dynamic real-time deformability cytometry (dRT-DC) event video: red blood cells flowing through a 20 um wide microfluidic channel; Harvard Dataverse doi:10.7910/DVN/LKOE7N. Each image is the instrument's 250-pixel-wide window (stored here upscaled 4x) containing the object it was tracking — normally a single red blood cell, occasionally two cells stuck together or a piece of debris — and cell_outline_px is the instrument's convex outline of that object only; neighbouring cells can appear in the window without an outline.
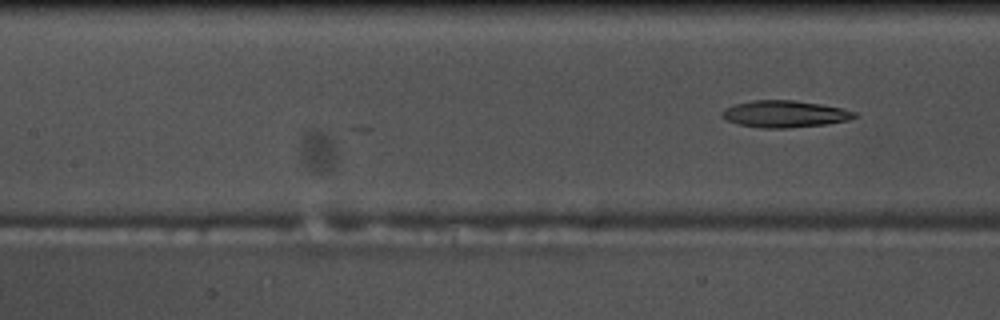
{"species": "common noctule bat (a hibernating species)", "species_latin": "Nyctalus noctula", "temperature_condition": "warm", "stored_images_in_passage": 13, "camera_frame_rate_fps": 3000, "um_per_image_px": 0.085, "animal": {"sex": "male", "body_mass_g": 17.5, "forearm_length_mm": 52.3}, "frame": {"image": 1, "passage_image": 13, "time_ms": 4.0, "image_size_px": [1000, 320], "cell_outline_px": [[856, 116], [848, 120], [824, 124], [788, 128], [760, 128], [736, 124], [724, 120], [720, 116], [720, 112], [724, 108], [736, 104], [752, 100], [792, 100], [820, 104], [844, 108], [856, 112]], "centroid_in_image_um": [66.63, 9.69], "position_along_channel_um": 140.8, "area_um2": 20.87}}